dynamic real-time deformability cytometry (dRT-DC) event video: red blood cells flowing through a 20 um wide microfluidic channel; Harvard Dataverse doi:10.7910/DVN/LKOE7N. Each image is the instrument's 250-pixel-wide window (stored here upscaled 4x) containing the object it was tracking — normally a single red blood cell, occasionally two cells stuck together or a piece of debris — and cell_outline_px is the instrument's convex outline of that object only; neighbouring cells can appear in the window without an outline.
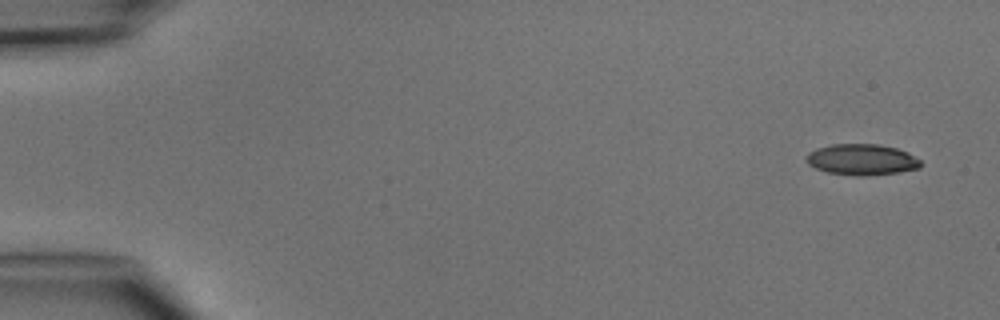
{"species": "common noctule bat (a hibernating species)", "species_latin": "Nyctalus noctula", "temperature_condition": "cold", "stored_images_in_passage": 6, "camera_frame_rate_fps": 3000, "um_per_image_px": 0.085, "animal": {"sex": "male", "body_mass_g": 15.6}, "frame": {"image": 1, "passage_image": 1, "time_ms": 0.0, "image_size_px": [1000, 320], "cell_outline_px": [[920, 168], [896, 172], [860, 176], [856, 176], [828, 172], [816, 168], [808, 164], [804, 156], [808, 152], [816, 148], [832, 144], [876, 144], [896, 148], [908, 152], [920, 160]], "centroid_in_image_um": [73.21, 13.55], "position_along_channel_um": 11.8, "area_um2": 20.58}}
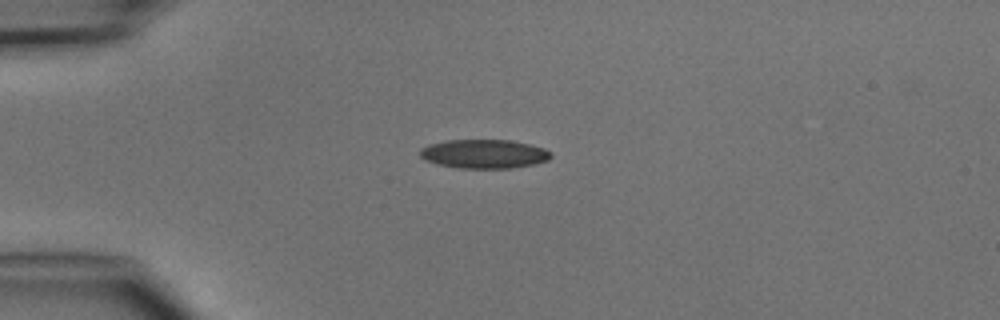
{"frame": {"image": 2, "passage_image": 3, "time_ms": 3.333, "image_size_px": [1000, 320], "cell_outline_px": [[552, 156], [548, 160], [532, 164], [512, 168], [460, 168], [436, 164], [424, 160], [420, 156], [420, 148], [428, 144], [448, 140], [512, 140], [544, 148], [552, 152]], "centroid_in_image_um": [41.12, 13.08], "position_along_channel_um": 43.9, "area_um2": 22.14}}
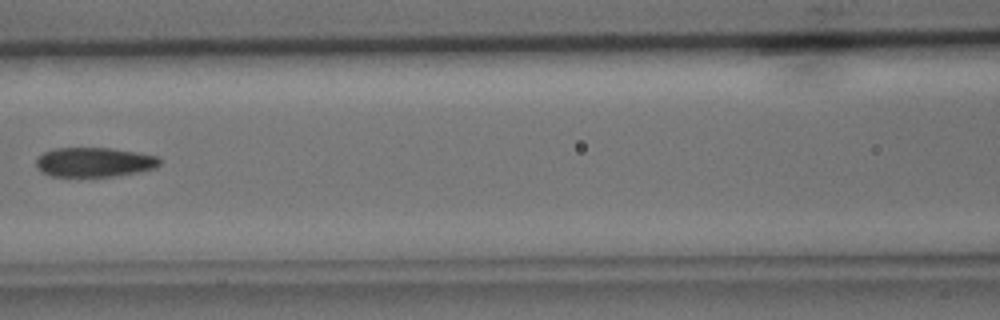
{"frame": {"image": 3, "passage_image": 6, "time_ms": 6.667, "image_size_px": [1000, 320], "cell_outline_px": [[160, 164], [156, 168], [136, 172], [112, 176], [52, 176], [40, 172], [36, 168], [36, 156], [44, 152], [56, 148], [112, 148], [136, 152], [156, 156], [160, 160]], "centroid_in_image_um": [7.96, 13.78], "position_along_channel_um": 158.6, "area_um2": 21.21}}